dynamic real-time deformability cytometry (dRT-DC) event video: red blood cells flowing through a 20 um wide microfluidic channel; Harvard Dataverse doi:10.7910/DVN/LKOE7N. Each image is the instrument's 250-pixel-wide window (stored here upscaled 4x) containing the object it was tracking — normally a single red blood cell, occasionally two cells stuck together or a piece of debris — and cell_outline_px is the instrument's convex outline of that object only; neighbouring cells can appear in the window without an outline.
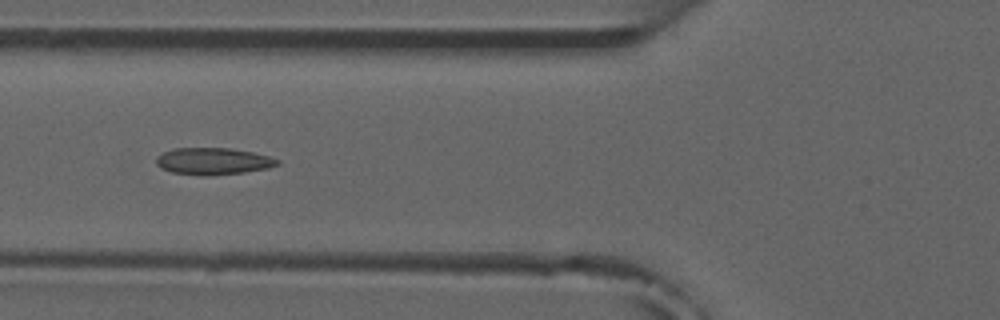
{"species": "common noctule bat (a hibernating species)", "species_latin": "Nyctalus noctula", "temperature_condition": "room temperature", "stored_images_in_passage": 7, "camera_frame_rate_fps": 3000, "um_per_image_px": 0.085, "animal": {"sex": "male", "forearm_length_mm": 52.5}, "frame": {"image": 1, "passage_image": 5, "time_ms": 5.333, "image_size_px": [1000, 320], "cell_outline_px": [[280, 164], [268, 168], [244, 172], [208, 176], [200, 176], [172, 172], [160, 168], [156, 164], [156, 156], [172, 148], [232, 148], [252, 152], [268, 156], [280, 160]], "centroid_in_image_um": [18.1, 13.7], "position_along_channel_um": 107.7, "area_um2": 19.13}}
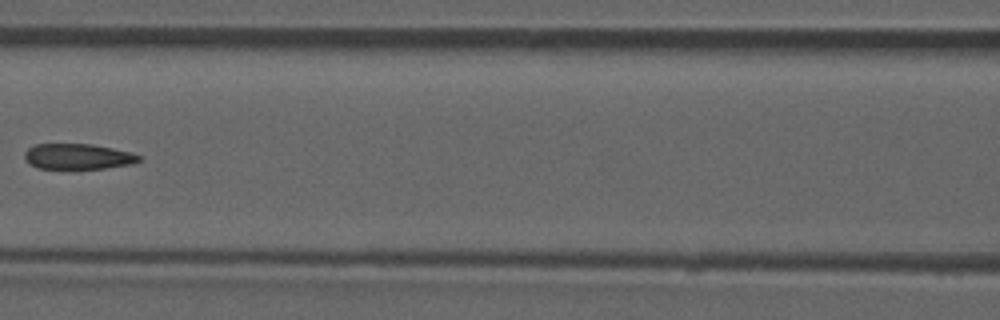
{"frame": {"image": 2, "passage_image": 6, "time_ms": 6.667, "image_size_px": [1000, 320], "cell_outline_px": [[140, 160], [132, 164], [104, 168], [36, 168], [24, 156], [24, 152], [28, 148], [36, 144], [92, 144], [132, 152], [140, 156]], "centroid_in_image_um": [6.64, 13.29], "position_along_channel_um": 160.0, "area_um2": 16.82}}